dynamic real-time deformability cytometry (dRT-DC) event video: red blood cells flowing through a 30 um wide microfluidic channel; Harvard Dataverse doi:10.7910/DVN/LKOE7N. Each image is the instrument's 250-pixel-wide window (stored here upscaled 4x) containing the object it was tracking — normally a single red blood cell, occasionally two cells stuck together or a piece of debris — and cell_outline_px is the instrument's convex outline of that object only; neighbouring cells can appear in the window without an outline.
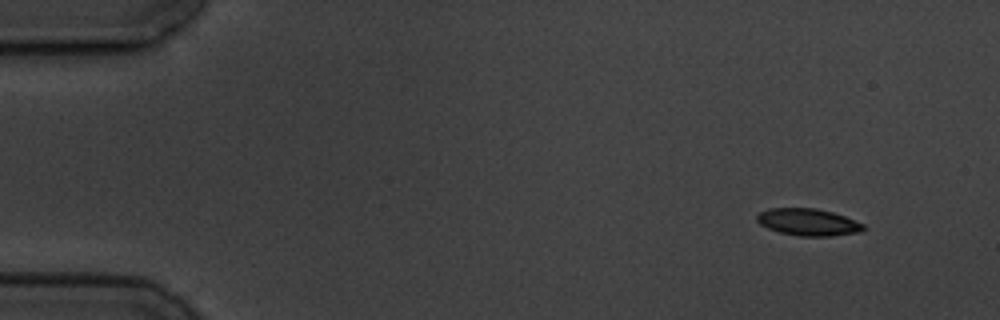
{"species": "common noctule bat (a hibernating species)", "species_latin": "Nyctalus noctula", "temperature_condition": "cold", "stored_images_in_passage": 6, "camera_frame_rate_fps": 3000, "um_per_image_px": 0.085, "animal": {"sex": "male", "body_mass_g": 19.5, "forearm_length_mm": 54.6}, "frame": {"image": 1, "passage_image": 1, "time_ms": 0.0, "image_size_px": [1000, 320], "cell_outline_px": [[864, 228], [860, 232], [832, 236], [800, 236], [780, 232], [768, 228], [760, 224], [756, 220], [756, 216], [760, 212], [768, 208], [816, 208], [832, 212], [844, 216], [864, 224]], "centroid_in_image_um": [68.68, 18.88], "position_along_channel_um": 16.3, "area_um2": 16.7}}
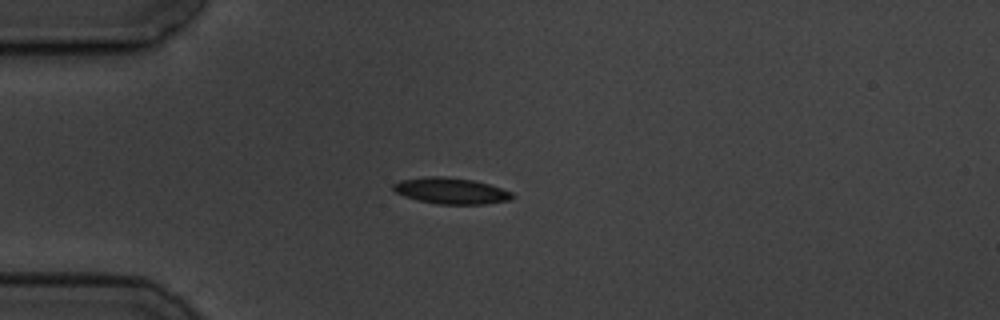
{"frame": {"image": 2, "passage_image": 4, "time_ms": 3.333, "image_size_px": [1000, 320], "cell_outline_px": [[516, 196], [512, 200], [484, 204], [436, 204], [420, 200], [396, 192], [392, 188], [392, 184], [400, 180], [428, 176], [444, 176], [472, 180], [488, 184], [512, 192]], "centroid_in_image_um": [38.37, 16.22], "position_along_channel_um": 46.6, "area_um2": 18.03}}
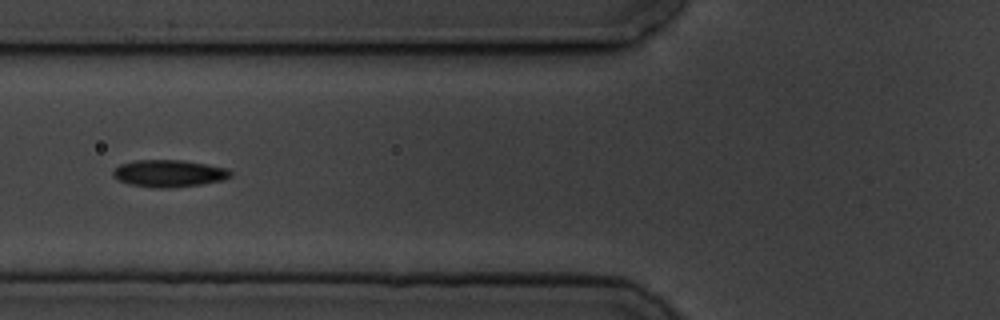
{"frame": {"image": 3, "passage_image": 6, "time_ms": 5.667, "image_size_px": [1000, 320], "cell_outline_px": [[232, 176], [224, 180], [204, 184], [168, 188], [152, 188], [128, 184], [112, 176], [112, 172], [120, 164], [136, 160], [184, 160], [224, 168], [232, 172]], "centroid_in_image_um": [14.35, 14.75], "position_along_channel_um": 111.4, "area_um2": 18.61}}